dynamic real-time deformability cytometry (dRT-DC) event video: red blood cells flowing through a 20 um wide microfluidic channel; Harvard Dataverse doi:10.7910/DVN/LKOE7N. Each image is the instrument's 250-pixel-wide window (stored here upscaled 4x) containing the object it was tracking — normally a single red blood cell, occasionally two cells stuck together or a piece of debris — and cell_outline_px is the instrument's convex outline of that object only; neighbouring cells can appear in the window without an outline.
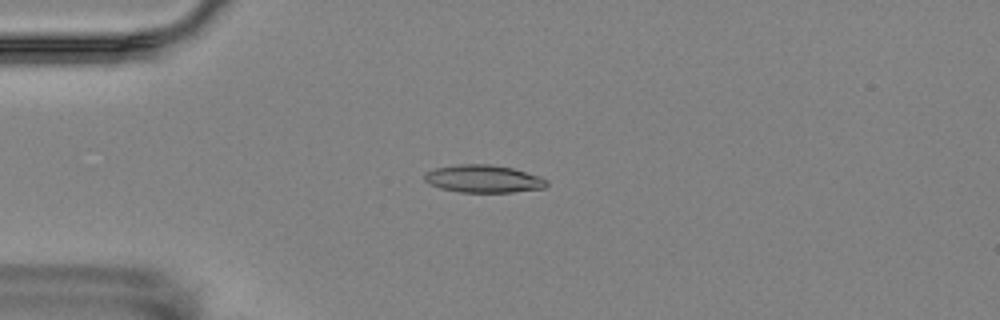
{"species": "Egyptian fruit bat (a non-hibernating species)", "species_latin": "Rousettus aegyptiacus", "temperature_condition": "room temperature", "stored_images_in_passage": 5, "camera_frame_rate_fps": 3000, "um_per_image_px": 0.085, "animal": {"sex": "female"}, "frame": {"image": 1, "passage_image": 4, "time_ms": 3.667, "image_size_px": [1000, 320], "cell_outline_px": [[548, 184], [544, 188], [512, 192], [460, 192], [440, 188], [424, 180], [424, 172], [436, 168], [456, 164], [492, 164], [512, 168], [540, 176], [548, 180]], "centroid_in_image_um": [41.1, 15.19], "position_along_channel_um": 43.9, "area_um2": 19.71}}